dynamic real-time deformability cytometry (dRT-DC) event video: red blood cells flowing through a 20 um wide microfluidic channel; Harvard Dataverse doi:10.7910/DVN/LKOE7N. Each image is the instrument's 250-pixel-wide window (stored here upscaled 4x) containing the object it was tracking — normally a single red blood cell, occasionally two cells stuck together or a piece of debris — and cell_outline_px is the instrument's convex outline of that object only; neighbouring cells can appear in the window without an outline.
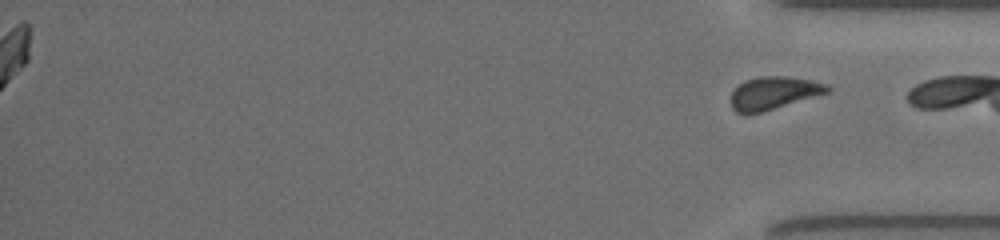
{"species": "common noctule bat (a hibernating species)", "species_latin": "Nyctalus noctula", "temperature_condition": "room temperature", "stored_images_in_passage": 39, "segment_of_instrument_passage": [2, 2], "camera_frame_rate_fps": 3000, "um_per_image_px": 0.085, "animal": {"sex": "female", "body_mass_g": 19.5, "forearm_length_mm": 54.1}, "frame": {"image": 1, "passage_image": 39, "time_ms": 12.667, "image_size_px": [1000, 240], "cell_outline_px": [[832, 88], [828, 92], [748, 116], [736, 112], [732, 108], [732, 92], [744, 80], [760, 76], [788, 76], [812, 80], [828, 84]], "centroid_in_image_um": [65.75, 7.9], "position_along_channel_um": 369.5, "area_um2": 18.44}}